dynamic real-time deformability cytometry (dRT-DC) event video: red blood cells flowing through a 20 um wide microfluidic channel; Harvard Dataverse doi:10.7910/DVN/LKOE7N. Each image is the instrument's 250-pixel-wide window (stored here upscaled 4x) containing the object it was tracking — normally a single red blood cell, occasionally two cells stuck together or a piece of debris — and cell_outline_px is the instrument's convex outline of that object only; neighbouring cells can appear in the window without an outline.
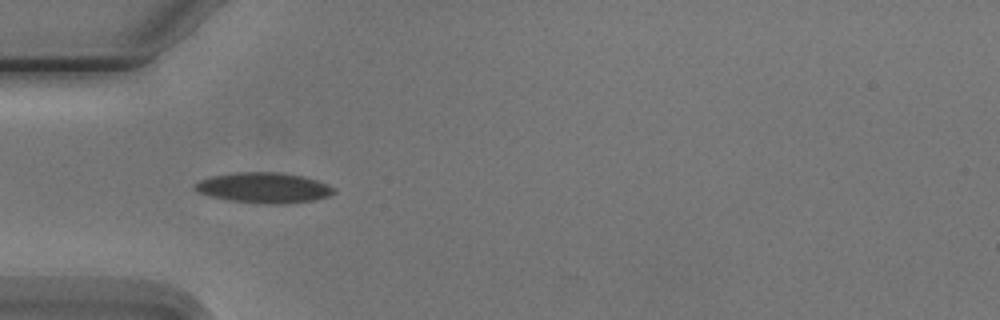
{"species": "Egyptian fruit bat (a non-hibernating species)", "species_latin": "Rousettus aegyptiacus", "temperature_condition": "cold", "stored_images_in_passage": 6, "camera_frame_rate_fps": 3000, "um_per_image_px": 0.085, "animal": {"sex": "male"}, "frame": {"image": 1, "passage_image": 5, "time_ms": 4.667, "image_size_px": [1000, 320], "cell_outline_px": [[336, 192], [328, 196], [312, 200], [284, 204], [264, 204], [228, 200], [212, 196], [200, 192], [192, 188], [200, 180], [212, 176], [236, 172], [280, 172], [304, 176], [328, 184], [336, 188]], "centroid_in_image_um": [22.46, 15.95], "position_along_channel_um": 62.5, "area_um2": 24.62}}
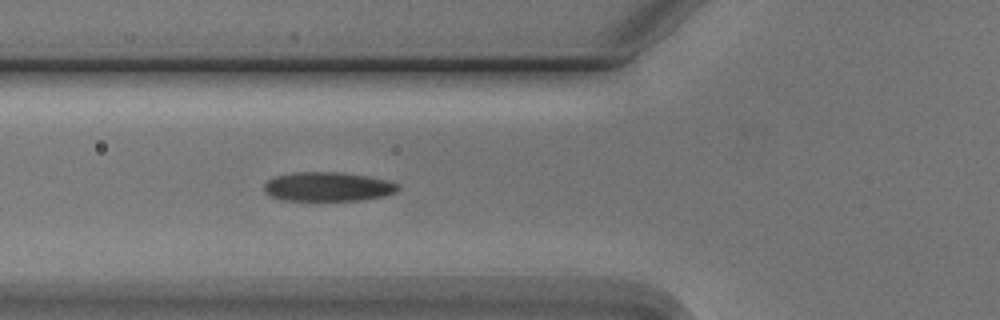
{"frame": {"image": 2, "passage_image": 6, "time_ms": 5.667, "image_size_px": [1000, 320], "cell_outline_px": [[400, 188], [396, 192], [384, 196], [360, 200], [280, 200], [264, 192], [264, 184], [272, 176], [296, 172], [340, 172], [368, 176], [388, 180], [400, 184]], "centroid_in_image_um": [27.87, 15.86], "position_along_channel_um": 97.9, "area_um2": 22.95}}